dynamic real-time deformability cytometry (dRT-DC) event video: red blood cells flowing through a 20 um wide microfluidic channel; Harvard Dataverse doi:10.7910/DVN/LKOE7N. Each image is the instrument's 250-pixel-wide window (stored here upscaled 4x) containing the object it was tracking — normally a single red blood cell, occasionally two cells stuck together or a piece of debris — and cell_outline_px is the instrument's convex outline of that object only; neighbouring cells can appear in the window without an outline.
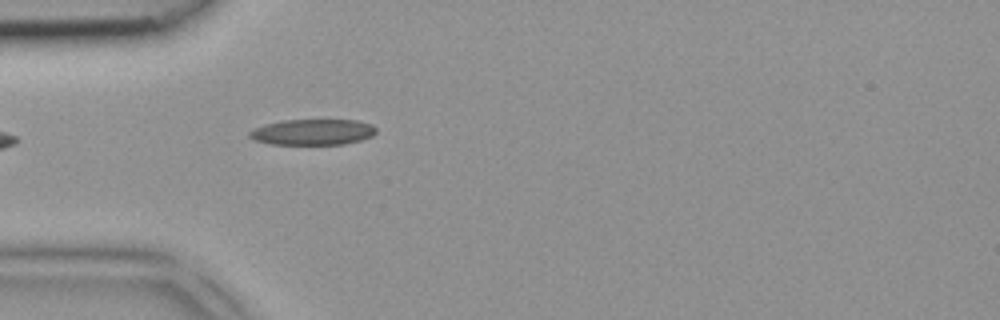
{"species": "common noctule bat (a hibernating species)", "species_latin": "Nyctalus noctula", "temperature_condition": "room temperature", "stored_images_in_passage": 1, "camera_frame_rate_fps": 3000, "um_per_image_px": 0.085, "animal": {"sex": "female", "body_mass_g": 18.4}, "frame": {"image": 1, "passage_image": 1, "time_ms": 0.0, "image_size_px": [1000, 320], "cell_outline_px": [[376, 132], [372, 136], [360, 140], [344, 144], [272, 144], [256, 140], [248, 136], [248, 132], [252, 128], [264, 124], [284, 120], [356, 120], [372, 124], [376, 128]], "centroid_in_image_um": [26.57, 11.22], "position_along_channel_um": 58.4, "area_um2": 19.07}}